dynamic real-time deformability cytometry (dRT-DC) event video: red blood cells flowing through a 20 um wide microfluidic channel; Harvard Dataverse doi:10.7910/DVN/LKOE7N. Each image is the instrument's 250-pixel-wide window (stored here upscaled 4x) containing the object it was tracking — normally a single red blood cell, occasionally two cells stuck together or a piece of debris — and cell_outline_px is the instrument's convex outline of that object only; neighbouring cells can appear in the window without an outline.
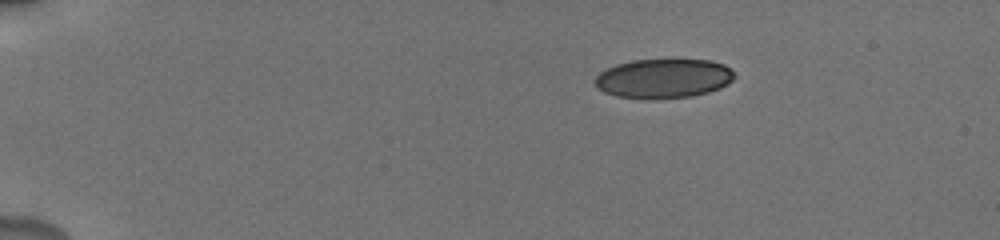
{"species": "human", "species_latin": "Homo sapiens", "temperature_condition": "cold", "stored_images_in_passage": 10, "camera_frame_rate_fps": 3000, "um_per_image_px": 0.085, "donor": {"sex": "male"}, "frame": {"image": 1, "passage_image": 1, "time_ms": 0.0, "image_size_px": [1000, 240], "cell_outline_px": [[736, 76], [728, 84], [720, 88], [708, 92], [692, 96], [656, 100], [648, 100], [616, 96], [604, 92], [596, 88], [596, 76], [600, 72], [616, 64], [632, 60], [708, 60], [724, 64]], "centroid_in_image_um": [56.38, 6.69], "position_along_channel_um": 28.6, "area_um2": 32.19}}
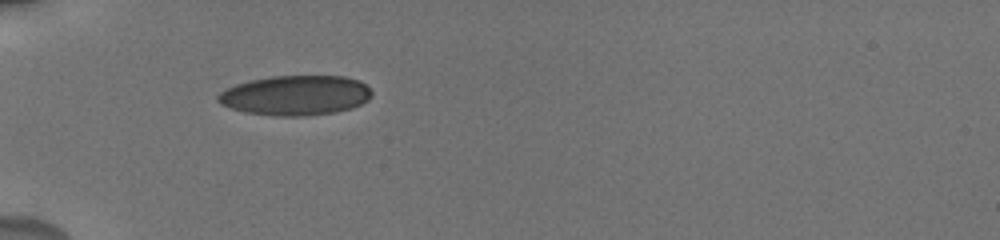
{"frame": {"image": 2, "passage_image": 6, "time_ms": 3.0, "image_size_px": [1000, 240], "cell_outline_px": [[372, 96], [368, 100], [352, 108], [336, 112], [304, 116], [276, 116], [244, 112], [220, 104], [216, 100], [216, 96], [220, 92], [236, 84], [248, 80], [272, 76], [344, 76], [360, 80], [372, 92]], "centroid_in_image_um": [25.11, 8.1], "position_along_channel_um": 59.9, "area_um2": 35.89}}
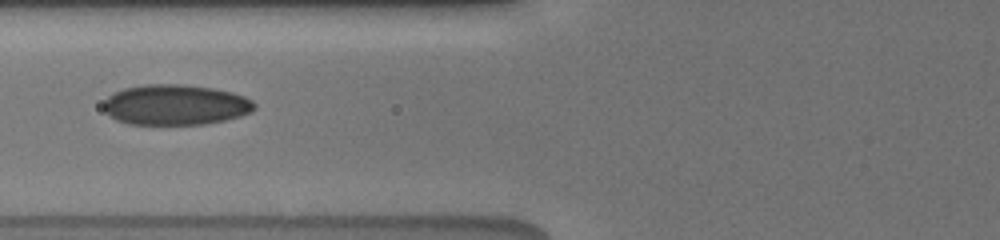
{"frame": {"image": 3, "passage_image": 9, "time_ms": 4.667, "image_size_px": [1000, 240], "cell_outline_px": [[256, 108], [252, 112], [240, 116], [224, 120], [204, 124], [128, 124], [116, 120], [104, 112], [104, 100], [112, 92], [124, 88], [148, 84], [184, 84], [212, 88], [232, 92], [244, 96], [252, 100], [256, 104]], "centroid_in_image_um": [14.9, 8.9], "position_along_channel_um": 110.9, "area_um2": 35.78}}